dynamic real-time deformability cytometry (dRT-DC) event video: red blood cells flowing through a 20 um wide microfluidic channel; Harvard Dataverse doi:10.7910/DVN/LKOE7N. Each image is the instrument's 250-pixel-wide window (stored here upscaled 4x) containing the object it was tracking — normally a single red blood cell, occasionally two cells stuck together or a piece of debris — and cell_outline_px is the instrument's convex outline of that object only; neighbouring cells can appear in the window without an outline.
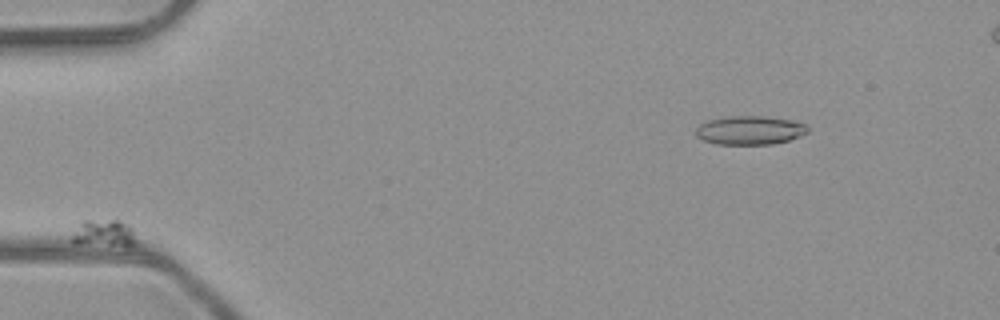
{"species": "common noctule bat (a hibernating species)", "species_latin": "Nyctalus noctula", "temperature_condition": "room temperature", "stored_images_in_passage": 17, "camera_frame_rate_fps": 3000, "um_per_image_px": 0.085, "animal": {"sex": "male", "body_mass_g": 23.1, "forearm_length_mm": 52.7}, "frame": {"image": 1, "passage_image": 2, "time_ms": 0.333, "image_size_px": [1000, 320], "cell_outline_px": [[140, 244], [128, 248], [72, 244], [72, 236], [80, 220], [120, 220], [128, 224], [132, 228]], "centroid_in_image_um": [8.91, 19.89], "position_along_channel_um": 76.1, "area_um2": 11.1}}
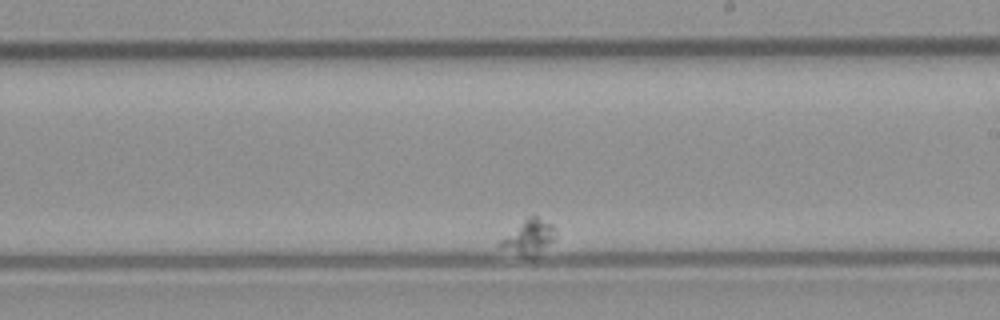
{"frame": {"image": 2, "passage_image": 10, "time_ms": 3.0, "image_size_px": [1000, 320], "cell_outline_px": [[556, 232], [552, 240], [536, 260], [532, 260], [500, 244], [500, 240], [532, 212], [552, 224], [556, 228]], "centroid_in_image_um": [45.05, 20.13], "position_along_channel_um": 243.9, "area_um2": 11.21}}
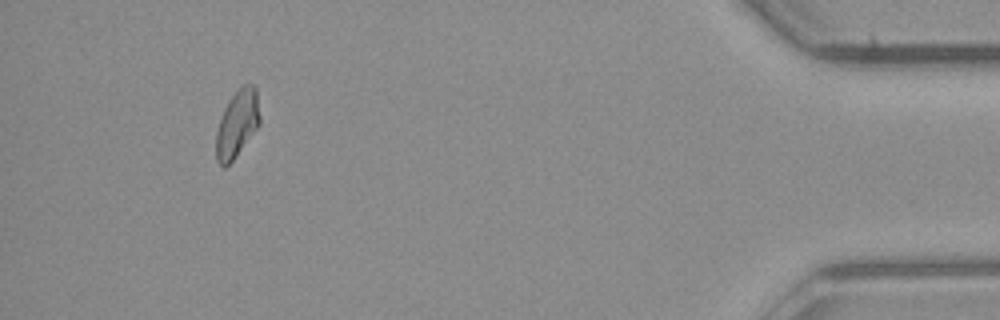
{"frame": {"image": 3, "passage_image": 16, "time_ms": 5.0, "image_size_px": [1000, 320], "cell_outline_px": [[260, 124], [232, 160], [224, 168], [216, 160], [216, 132], [224, 108], [228, 100], [240, 84], [256, 84], [260, 116]], "centroid_in_image_um": [20.17, 10.45], "position_along_channel_um": 415.0, "area_um2": 17.17}}